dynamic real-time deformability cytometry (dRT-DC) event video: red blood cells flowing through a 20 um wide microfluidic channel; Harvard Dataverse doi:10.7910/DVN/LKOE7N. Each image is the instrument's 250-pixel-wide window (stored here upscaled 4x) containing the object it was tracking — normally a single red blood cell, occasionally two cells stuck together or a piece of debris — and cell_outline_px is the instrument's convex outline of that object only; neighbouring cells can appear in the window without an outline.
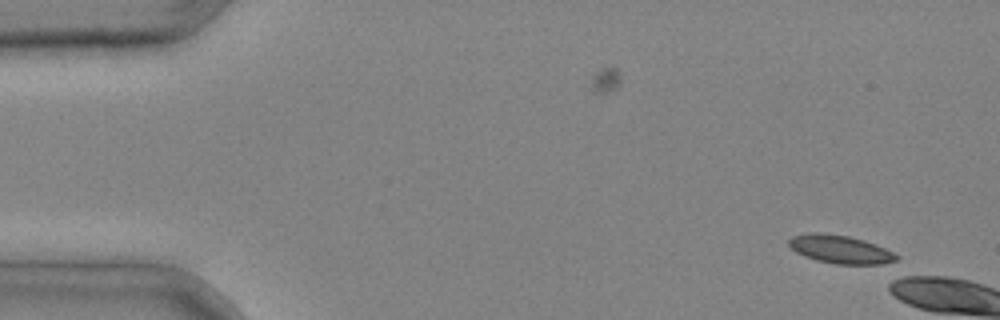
{"species": "common noctule bat (a hibernating species)", "species_latin": "Nyctalus noctula", "temperature_condition": "cold", "stored_images_in_passage": 2, "camera_frame_rate_fps": 3000, "um_per_image_px": 0.085, "animal": {"sex": "male", "body_mass_g": 20.4}, "frame": {"image": 1, "passage_image": 1, "time_ms": 0.0, "image_size_px": [1000, 320], "cell_outline_px": [[900, 256], [896, 260], [880, 264], [836, 264], [816, 260], [804, 256], [796, 252], [788, 244], [788, 240], [792, 236], [808, 232], [820, 232], [848, 236], [864, 240], [876, 244]], "centroid_in_image_um": [71.39, 21.18], "position_along_channel_um": 13.6, "area_um2": 17.69}}